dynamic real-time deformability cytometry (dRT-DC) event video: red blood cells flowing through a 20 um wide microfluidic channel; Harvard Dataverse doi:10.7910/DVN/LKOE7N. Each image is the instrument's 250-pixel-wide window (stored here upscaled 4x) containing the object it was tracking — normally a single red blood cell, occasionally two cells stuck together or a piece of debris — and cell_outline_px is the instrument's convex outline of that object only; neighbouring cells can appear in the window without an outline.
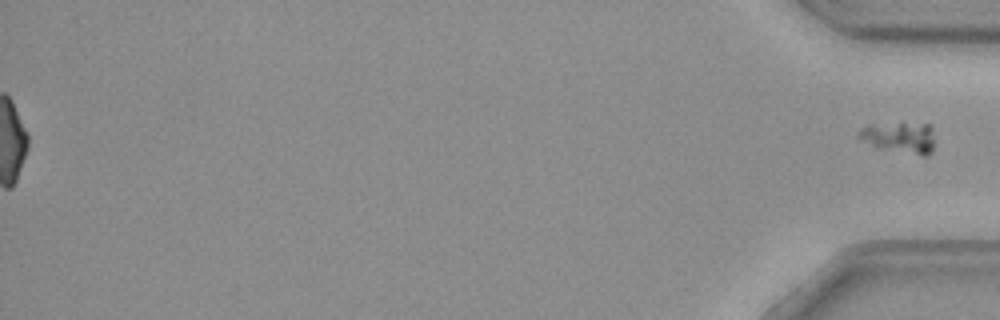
{"species": "common noctule bat (a hibernating species)", "species_latin": "Nyctalus noctula", "temperature_condition": "cold", "stored_images_in_passage": 47, "segment_of_instrument_passage": [2, 2], "camera_frame_rate_fps": 3000, "um_per_image_px": 0.085, "animal": {"sex": "female", "body_mass_g": 29.2, "forearm_length_mm": 56.3}, "frame": {"image": 1, "passage_image": 47, "time_ms": 15.333, "image_size_px": [1000, 320], "cell_outline_px": [[932, 152], [928, 156], [924, 156], [872, 144], [860, 140], [856, 136], [860, 128], [868, 124], [900, 120], [932, 124]], "centroid_in_image_um": [76.47, 11.57], "position_along_channel_um": 358.7, "area_um2": 14.1}}